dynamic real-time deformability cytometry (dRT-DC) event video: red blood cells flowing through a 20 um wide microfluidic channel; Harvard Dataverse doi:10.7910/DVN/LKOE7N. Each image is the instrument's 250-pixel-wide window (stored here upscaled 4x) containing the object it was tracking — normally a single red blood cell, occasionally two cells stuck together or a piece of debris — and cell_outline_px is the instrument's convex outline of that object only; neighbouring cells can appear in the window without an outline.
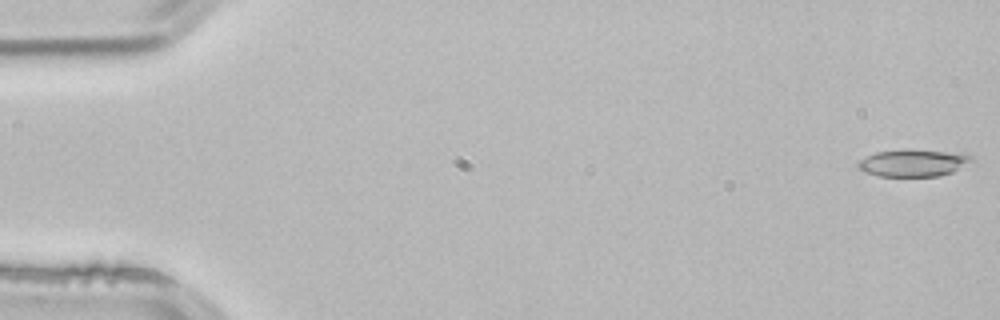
{"species": "common noctule bat (a hibernating species)", "species_latin": "Nyctalus noctula", "temperature_condition": "room temperature", "stored_images_in_passage": 5, "segment_of_instrument_passage": [2, 2], "camera_frame_rate_fps": 3000, "um_per_image_px": 0.085, "animal": {"sex": "male", "body_mass_g": 21.5, "forearm_length_mm": 52.0}, "frame": {"image": 1, "passage_image": 5, "time_ms": 1.333, "image_size_px": [1000, 320], "cell_outline_px": [[976, 164], [940, 176], [876, 176], [864, 172], [856, 164], [860, 160], [876, 152], [904, 148], [964, 152], [972, 156], [976, 160]], "centroid_in_image_um": [77.78, 13.82], "position_along_channel_um": 7.2, "area_um2": 18.84}}